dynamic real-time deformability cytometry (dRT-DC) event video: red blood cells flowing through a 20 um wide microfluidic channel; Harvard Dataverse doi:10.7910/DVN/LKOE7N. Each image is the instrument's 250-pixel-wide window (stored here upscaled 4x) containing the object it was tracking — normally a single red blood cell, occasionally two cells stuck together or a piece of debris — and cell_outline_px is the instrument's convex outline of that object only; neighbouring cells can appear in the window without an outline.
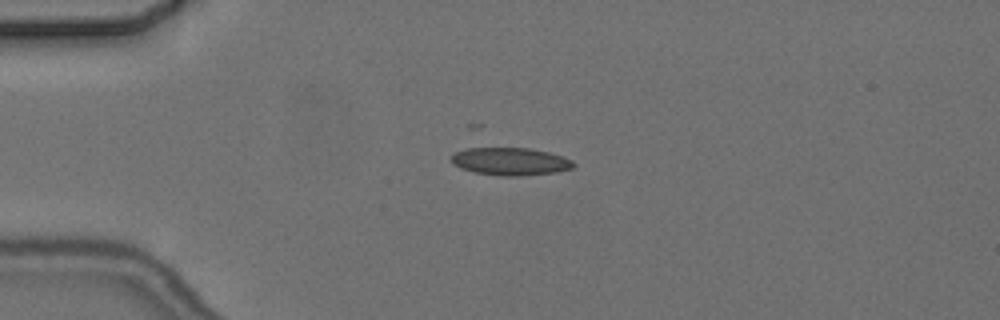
{"species": "common noctule bat (a hibernating species)", "species_latin": "Nyctalus noctula", "temperature_condition": "cold", "stored_images_in_passage": 3, "camera_frame_rate_fps": 3000, "um_per_image_px": 0.085, "animal": {"sex": "female", "body_mass_g": 24.6, "forearm_length_mm": 56.2}, "frame": {"image": 1, "passage_image": 1, "time_ms": 0.0, "image_size_px": [1000, 320], "cell_outline_px": [[576, 164], [572, 168], [556, 172], [520, 176], [500, 176], [476, 172], [460, 168], [452, 160], [452, 156], [456, 152], [476, 144], [532, 148], [564, 156], [572, 160]], "centroid_in_image_um": [43.36, 13.66], "position_along_channel_um": 41.6, "area_um2": 20.58}}
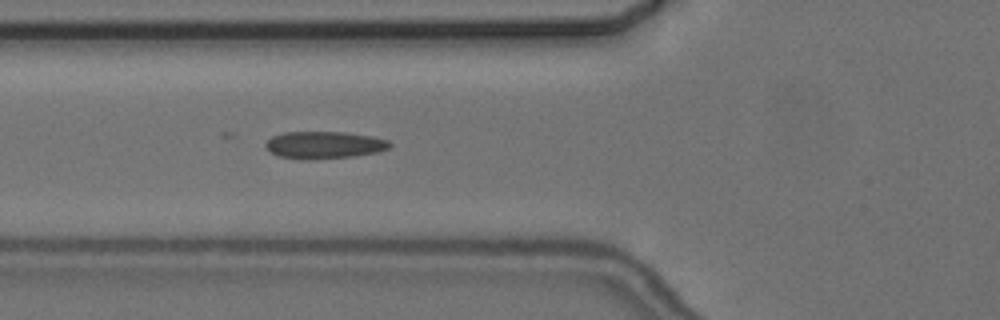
{"frame": {"image": 2, "passage_image": 3, "time_ms": 2.333, "image_size_px": [1000, 320], "cell_outline_px": [[392, 144], [388, 148], [376, 152], [352, 156], [308, 160], [304, 160], [280, 156], [272, 152], [264, 144], [272, 136], [284, 132], [344, 132], [372, 136], [388, 140]], "centroid_in_image_um": [27.56, 12.32], "position_along_channel_um": 98.2, "area_um2": 19.54}}